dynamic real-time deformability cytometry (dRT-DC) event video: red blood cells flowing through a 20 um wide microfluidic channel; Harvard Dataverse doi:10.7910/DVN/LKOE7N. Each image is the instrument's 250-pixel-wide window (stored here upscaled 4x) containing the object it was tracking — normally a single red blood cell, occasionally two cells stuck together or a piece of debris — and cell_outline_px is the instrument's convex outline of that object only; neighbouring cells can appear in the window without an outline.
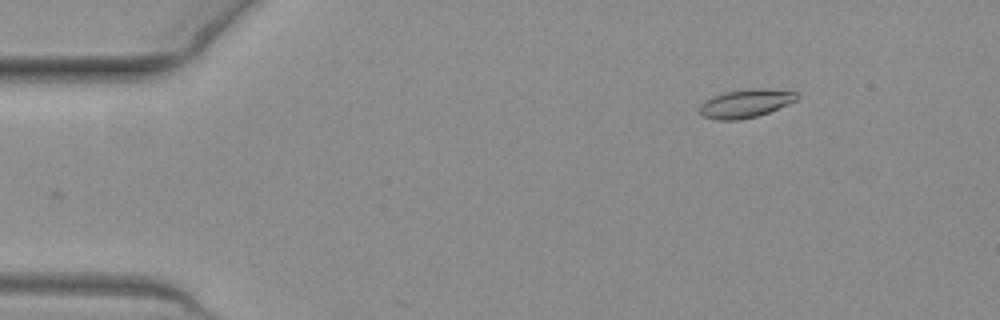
{"species": "common noctule bat (a hibernating species)", "species_latin": "Nyctalus noctula", "temperature_condition": "warm", "stored_images_in_passage": 13, "camera_frame_rate_fps": 3000, "um_per_image_px": 0.085, "animal": {"sex": "female", "body_mass_g": 19.3, "forearm_length_mm": 54.1}, "frame": {"image": 1, "passage_image": 4, "time_ms": 1.0, "image_size_px": [1000, 320], "cell_outline_px": [[800, 96], [796, 100], [788, 104], [768, 112], [756, 116], [740, 120], [716, 120], [704, 116], [700, 112], [700, 104], [704, 100], [712, 96], [724, 92], [748, 88], [764, 88], [796, 92]], "centroid_in_image_um": [63.36, 8.78], "position_along_channel_um": 21.6, "area_um2": 16.13}}